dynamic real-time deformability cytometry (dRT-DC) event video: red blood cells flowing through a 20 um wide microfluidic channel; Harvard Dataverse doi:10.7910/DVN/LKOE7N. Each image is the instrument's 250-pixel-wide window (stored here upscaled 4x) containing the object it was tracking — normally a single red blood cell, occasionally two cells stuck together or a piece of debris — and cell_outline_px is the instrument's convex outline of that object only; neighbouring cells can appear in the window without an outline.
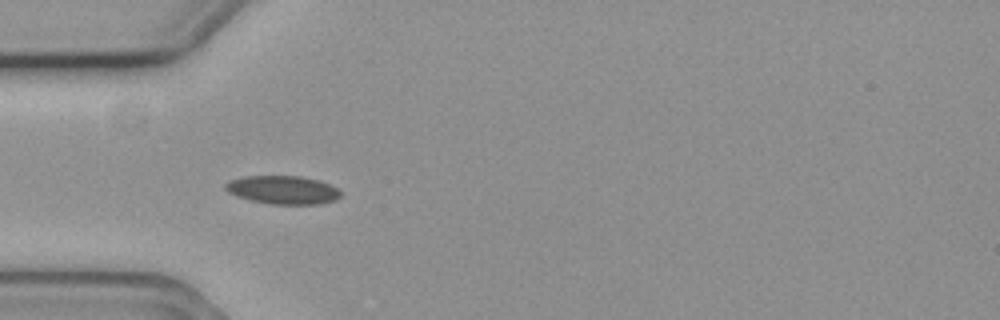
{"species": "common noctule bat (a hibernating species)", "species_latin": "Nyctalus noctula", "temperature_condition": "cold", "stored_images_in_passage": 6, "camera_frame_rate_fps": 3000, "um_per_image_px": 0.085, "animal": {"sex": "female", "body_mass_g": 19.3, "forearm_length_mm": 54.1}, "frame": {"image": 1, "passage_image": 5, "time_ms": 1.333, "image_size_px": [1000, 320], "cell_outline_px": [[340, 196], [336, 200], [320, 204], [272, 204], [252, 200], [236, 196], [228, 192], [224, 188], [224, 184], [228, 180], [244, 176], [300, 176], [320, 180], [336, 188], [340, 192]], "centroid_in_image_um": [24.01, 16.13], "position_along_channel_um": 61.0, "area_um2": 19.07}}
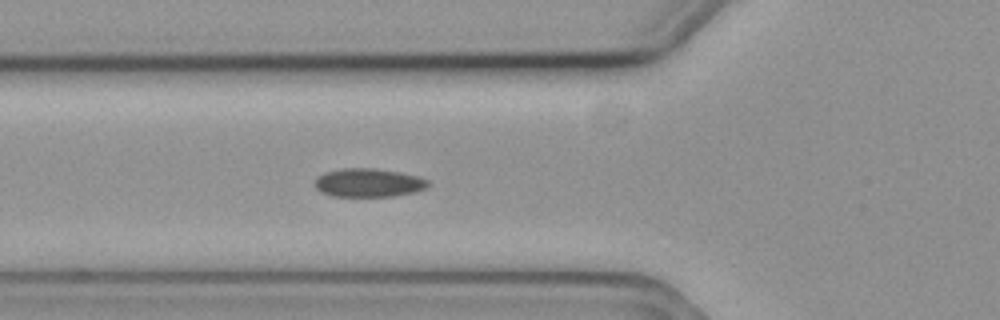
{"frame": {"image": 2, "passage_image": 6, "time_ms": 1.667, "image_size_px": [1000, 320], "cell_outline_px": [[428, 184], [424, 188], [416, 192], [392, 196], [332, 196], [320, 192], [312, 184], [324, 172], [340, 168], [376, 168], [400, 172], [416, 176], [428, 180]], "centroid_in_image_um": [31.28, 15.53], "position_along_channel_um": 94.5, "area_um2": 18.84}}